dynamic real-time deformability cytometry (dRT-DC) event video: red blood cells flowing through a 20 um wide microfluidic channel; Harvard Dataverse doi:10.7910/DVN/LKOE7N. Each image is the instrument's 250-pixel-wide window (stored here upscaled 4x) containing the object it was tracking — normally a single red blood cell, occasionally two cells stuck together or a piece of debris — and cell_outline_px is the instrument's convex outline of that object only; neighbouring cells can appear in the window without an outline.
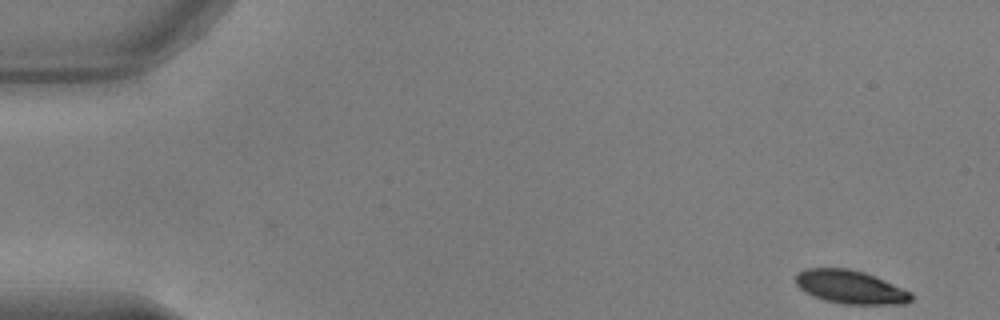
{"species": "common noctule bat (a hibernating species)", "species_latin": "Nyctalus noctula", "temperature_condition": "warm", "stored_images_in_passage": 51, "camera_frame_rate_fps": 3000, "um_per_image_px": 0.085, "animal": {"sex": "male", "body_mass_g": 17.9, "forearm_length_mm": 54.2}, "frame": {"image": 1, "passage_image": 1, "time_ms": 0.0, "image_size_px": [1000, 320], "cell_outline_px": [[912, 300], [904, 304], [844, 304], [824, 300], [812, 296], [804, 292], [796, 284], [796, 276], [800, 272], [808, 268], [848, 268], [864, 272], [884, 280], [912, 292]], "centroid_in_image_um": [72.29, 24.4], "position_along_channel_um": 12.7, "area_um2": 22.43}}
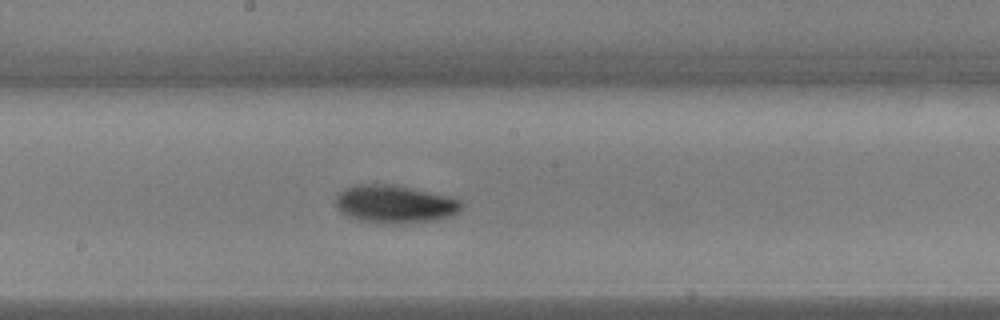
{"frame": {"image": 2, "passage_image": 27, "time_ms": 8.667, "image_size_px": [1000, 320], "cell_outline_px": [[464, 204], [452, 216], [428, 220], [360, 220], [340, 212], [336, 208], [336, 192], [344, 188], [356, 184], [396, 184], [448, 196], [460, 200]], "centroid_in_image_um": [33.51, 17.26], "position_along_channel_um": 214.7, "area_um2": 26.7}}
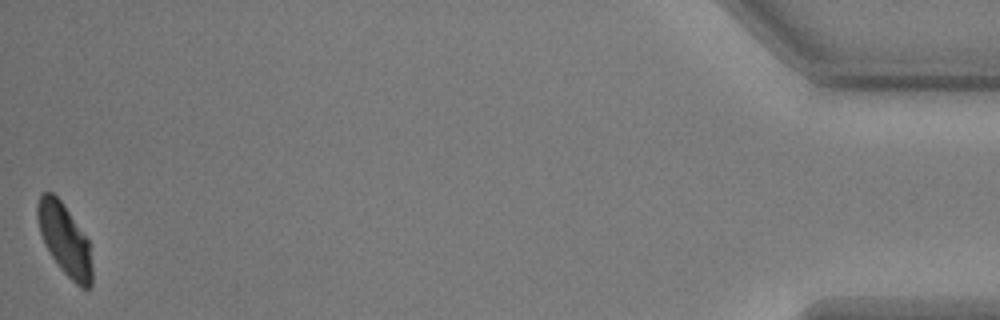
{"frame": {"image": 3, "passage_image": 51, "time_ms": 16.667, "image_size_px": [1000, 320], "cell_outline_px": [[92, 288], [80, 288], [60, 268], [44, 244], [40, 232], [36, 216], [36, 204], [40, 192], [52, 192], [60, 200], [88, 240], [92, 264]], "centroid_in_image_um": [5.48, 20.36], "position_along_channel_um": 429.7, "area_um2": 22.6}, "authors_computed_cell_mechanics": {"area_um2": 24.3916, "velocity_mm_per_s": 3.8058, "shape_relaxation_time_tau1_ms": 3.6314, "shape_relaxation_time_tau2_ms": 4.3252, "deformation_change_tau1": 0.168, "deformation_change_tau2": 0.0481}}